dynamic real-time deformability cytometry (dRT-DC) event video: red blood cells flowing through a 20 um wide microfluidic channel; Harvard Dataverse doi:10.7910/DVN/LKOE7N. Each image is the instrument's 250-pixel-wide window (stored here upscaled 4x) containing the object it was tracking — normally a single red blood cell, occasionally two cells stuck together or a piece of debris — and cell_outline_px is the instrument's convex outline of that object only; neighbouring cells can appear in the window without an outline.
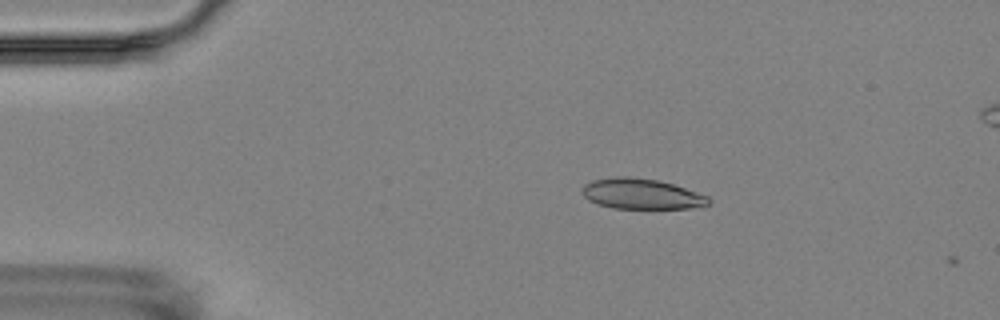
{"species": "Egyptian fruit bat (a non-hibernating species)", "species_latin": "Rousettus aegyptiacus", "temperature_condition": "room temperature", "stored_images_in_passage": 3, "camera_frame_rate_fps": 3000, "um_per_image_px": 0.085, "animal": {"sex": "female"}, "frame": {"image": 1, "passage_image": 1, "time_ms": 0.0, "image_size_px": [1000, 320], "cell_outline_px": [[712, 200], [708, 204], [692, 208], [612, 208], [596, 204], [588, 200], [584, 196], [584, 184], [592, 180], [616, 176], [628, 176], [656, 180], [672, 184], [708, 196]], "centroid_in_image_um": [54.51, 16.48], "position_along_channel_um": 30.5, "area_um2": 22.25}}
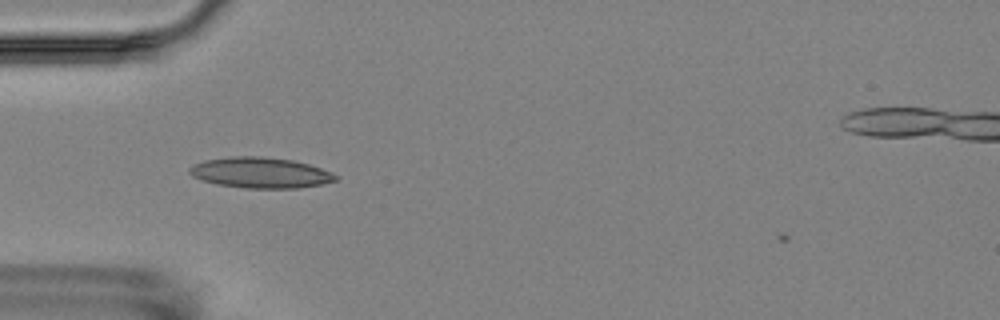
{"frame": {"image": 2, "passage_image": 3, "time_ms": 2.333, "image_size_px": [1000, 320], "cell_outline_px": [[336, 180], [320, 184], [300, 188], [244, 188], [216, 184], [192, 176], [188, 172], [188, 168], [204, 160], [232, 156], [260, 156], [292, 160], [308, 164], [332, 172], [336, 176]], "centroid_in_image_um": [22.11, 14.68], "position_along_channel_um": 62.9, "area_um2": 25.95}}